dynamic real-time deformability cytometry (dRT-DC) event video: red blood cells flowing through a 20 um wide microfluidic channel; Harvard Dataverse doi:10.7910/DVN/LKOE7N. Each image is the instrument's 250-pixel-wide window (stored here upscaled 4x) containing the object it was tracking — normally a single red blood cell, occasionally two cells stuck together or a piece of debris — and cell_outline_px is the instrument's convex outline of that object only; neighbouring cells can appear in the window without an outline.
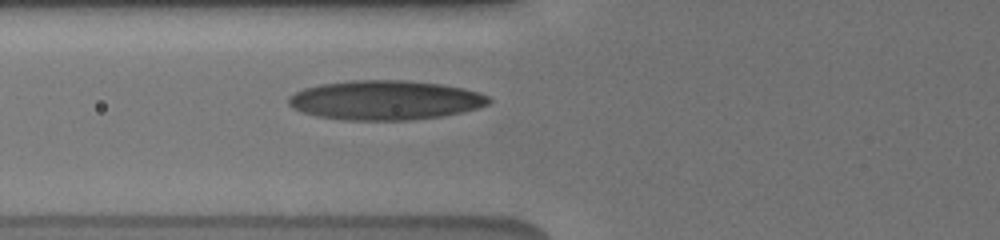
{"species": "human", "species_latin": "Homo sapiens", "temperature_condition": "cold", "stored_images_in_passage": 9, "camera_frame_rate_fps": 3000, "um_per_image_px": 0.085, "donor": {"sex": "male"}, "frame": {"image": 1, "passage_image": 9, "time_ms": 7.0, "image_size_px": [1000, 240], "cell_outline_px": [[492, 100], [488, 104], [476, 108], [460, 112], [440, 116], [408, 120], [344, 120], [320, 116], [304, 112], [288, 104], [288, 96], [304, 88], [320, 84], [352, 80], [404, 80], [440, 84], [464, 88], [480, 92], [492, 96]], "centroid_in_image_um": [32.77, 8.5], "position_along_channel_um": 93.0, "area_um2": 45.84}}